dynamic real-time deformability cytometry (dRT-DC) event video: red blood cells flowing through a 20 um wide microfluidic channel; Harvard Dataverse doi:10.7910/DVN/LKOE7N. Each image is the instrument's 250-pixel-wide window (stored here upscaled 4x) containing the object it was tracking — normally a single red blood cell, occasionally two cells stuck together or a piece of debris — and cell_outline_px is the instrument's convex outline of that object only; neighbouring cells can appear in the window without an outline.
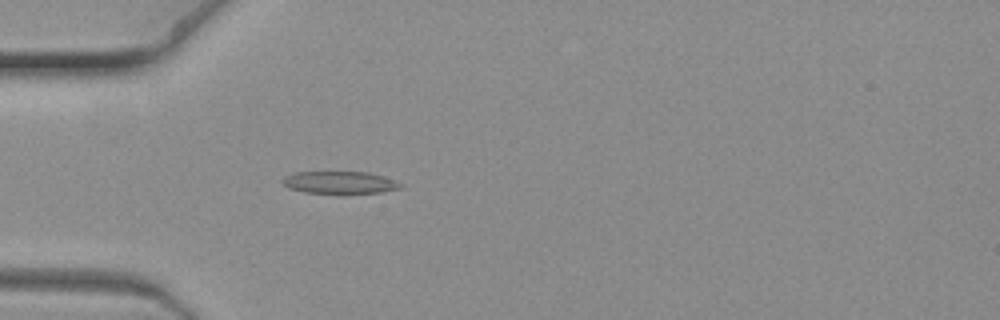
{"species": "common noctule bat (a hibernating species)", "species_latin": "Nyctalus noctula", "temperature_condition": "warm", "stored_images_in_passage": 10, "camera_frame_rate_fps": 3000, "um_per_image_px": 0.085, "animal": {"sex": "female", "body_mass_g": 19.3, "forearm_length_mm": 54.1}, "frame": {"image": 1, "passage_image": 6, "time_ms": 1.667, "image_size_px": [1000, 320], "cell_outline_px": [[404, 188], [380, 192], [340, 196], [304, 192], [288, 188], [280, 180], [284, 176], [296, 172], [368, 172], [404, 184]], "centroid_in_image_um": [28.86, 15.56], "position_along_channel_um": 56.1, "area_um2": 16.07}}
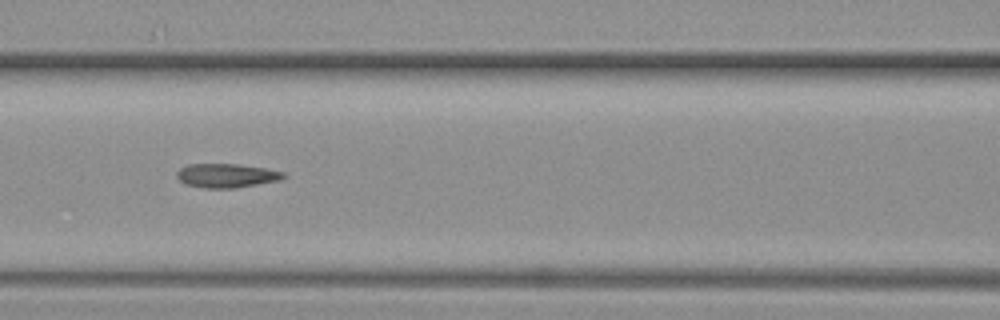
{"frame": {"image": 2, "passage_image": 9, "time_ms": 2.667, "image_size_px": [1000, 320], "cell_outline_px": [[288, 176], [280, 180], [236, 188], [204, 188], [184, 184], [176, 176], [176, 172], [180, 168], [188, 164], [240, 164], [264, 168], [284, 172]], "centroid_in_image_um": [19.25, 14.92], "position_along_channel_um": 147.3, "area_um2": 15.03}}